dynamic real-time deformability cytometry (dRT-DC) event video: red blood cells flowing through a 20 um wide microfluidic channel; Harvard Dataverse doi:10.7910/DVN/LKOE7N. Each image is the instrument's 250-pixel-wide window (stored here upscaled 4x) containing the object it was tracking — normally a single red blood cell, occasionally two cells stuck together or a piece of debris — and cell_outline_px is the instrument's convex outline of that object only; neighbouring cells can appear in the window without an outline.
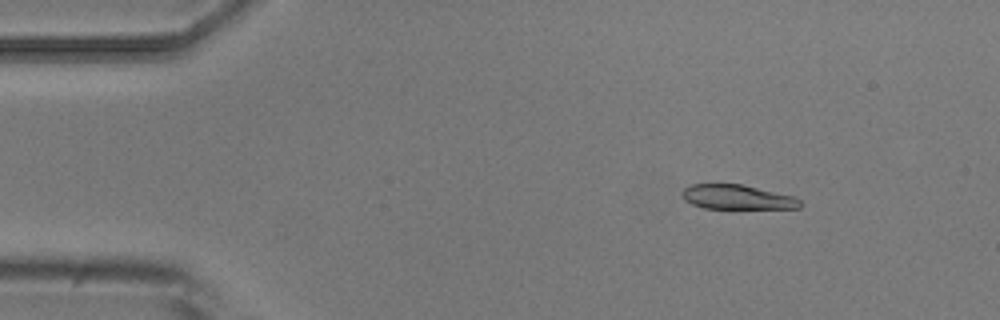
{"species": "common noctule bat (a hibernating species)", "species_latin": "Nyctalus noctula", "temperature_condition": "room temperature", "stored_images_in_passage": 5, "camera_frame_rate_fps": 3000, "um_per_image_px": 0.085, "animal": {"sex": "male", "body_mass_g": 20.5, "forearm_length_mm": 52.5}, "frame": {"image": 1, "passage_image": 2, "time_ms": 2.0, "image_size_px": [1000, 320], "cell_outline_px": [[800, 208], [704, 208], [692, 204], [684, 200], [680, 192], [684, 188], [692, 184], [740, 184], [792, 196], [800, 200]], "centroid_in_image_um": [62.59, 16.75], "position_along_channel_um": 22.4, "area_um2": 16.59}}